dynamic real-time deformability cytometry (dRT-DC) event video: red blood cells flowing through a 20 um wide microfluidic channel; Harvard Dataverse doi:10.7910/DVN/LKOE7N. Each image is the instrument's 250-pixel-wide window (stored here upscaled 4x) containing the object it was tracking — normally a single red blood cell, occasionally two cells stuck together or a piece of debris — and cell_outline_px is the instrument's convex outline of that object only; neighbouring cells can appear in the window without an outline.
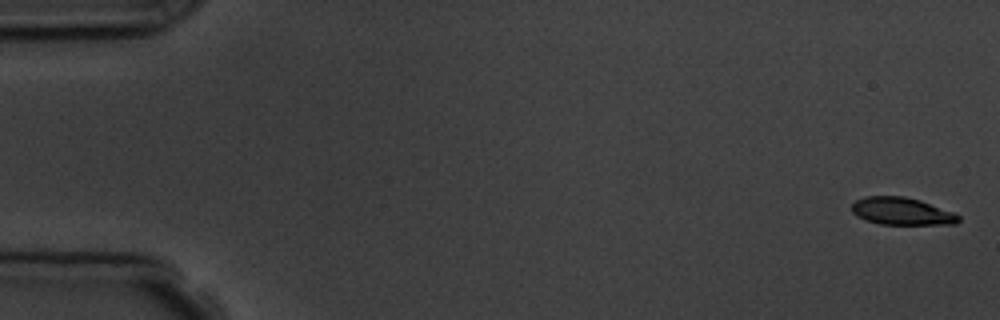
{"species": "common noctule bat (a hibernating species)", "species_latin": "Nyctalus noctula", "temperature_condition": "room temperature", "stored_images_in_passage": 8, "camera_frame_rate_fps": 3000, "um_per_image_px": 0.085, "animal": {"sex": "male", "body_mass_g": 19.5, "forearm_length_mm": 54.6}, "frame": {"image": 1, "passage_image": 1, "time_ms": 0.0, "image_size_px": [1000, 320], "cell_outline_px": [[960, 220], [956, 224], [880, 224], [856, 216], [852, 212], [852, 204], [856, 200], [864, 196], [904, 196], [920, 200], [956, 212], [960, 216]], "centroid_in_image_um": [76.68, 17.95], "position_along_channel_um": 8.3, "area_um2": 17.17}}
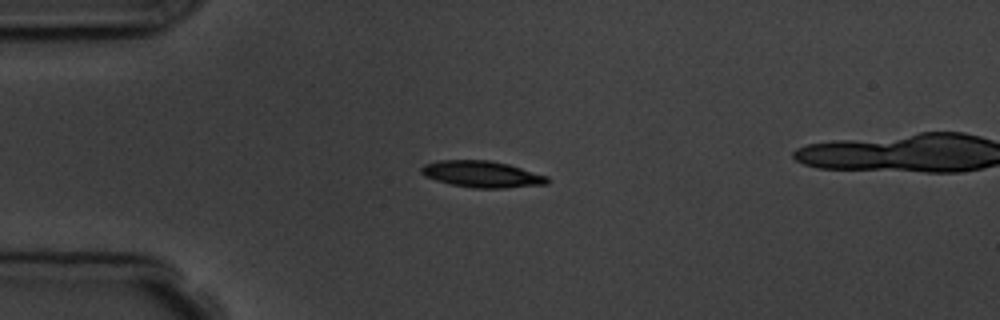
{"frame": {"image": 2, "passage_image": 5, "time_ms": 4.333, "image_size_px": [1000, 320], "cell_outline_px": [[548, 184], [504, 188], [472, 188], [452, 184], [436, 180], [424, 176], [420, 172], [420, 168], [424, 164], [440, 160], [488, 160], [508, 164], [548, 176]], "centroid_in_image_um": [40.95, 14.8], "position_along_channel_um": 44.1, "area_um2": 19.42}}